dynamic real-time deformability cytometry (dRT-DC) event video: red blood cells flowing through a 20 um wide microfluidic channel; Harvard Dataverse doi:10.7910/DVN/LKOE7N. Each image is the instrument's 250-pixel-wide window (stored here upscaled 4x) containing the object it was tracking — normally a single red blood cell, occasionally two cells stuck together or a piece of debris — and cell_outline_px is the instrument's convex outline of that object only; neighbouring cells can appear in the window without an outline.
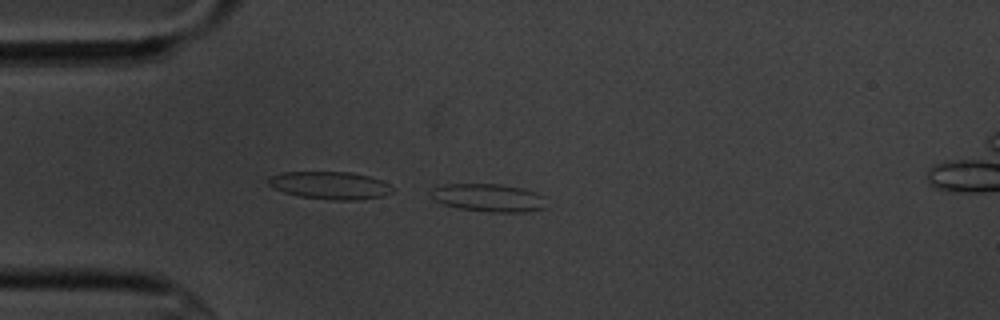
{"species": "common noctule bat (a hibernating species)", "species_latin": "Nyctalus noctula", "temperature_condition": "cold", "stored_images_in_passage": 8, "camera_frame_rate_fps": 3000, "um_per_image_px": 0.085, "animal": {"sex": "male", "body_mass_g": 20.1, "forearm_length_mm": 53.5}, "frame": {"image": 1, "passage_image": 4, "time_ms": 3.333, "image_size_px": [1000, 320], "cell_outline_px": [[544, 208], [524, 212], [492, 212], [460, 208], [444, 204], [428, 196], [432, 188], [444, 184], [500, 184], [524, 188], [536, 192], [544, 196]], "centroid_in_image_um": [41.51, 16.79], "position_along_channel_um": 43.5, "area_um2": 18.79}}
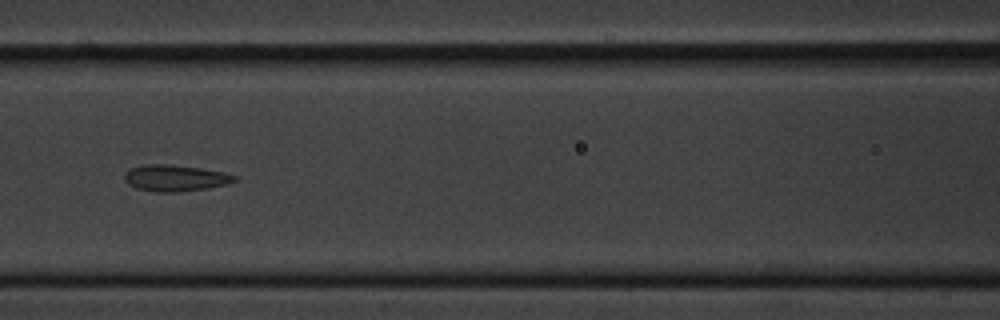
{"frame": {"image": 2, "passage_image": 7, "time_ms": 7.0, "image_size_px": [1000, 320], "cell_outline_px": [[236, 180], [228, 184], [208, 188], [180, 192], [156, 192], [136, 188], [128, 184], [124, 180], [124, 172], [128, 168], [144, 164], [168, 164], [200, 168], [224, 172], [236, 176]], "centroid_in_image_um": [14.85, 15.13], "position_along_channel_um": 151.8, "area_um2": 17.11}}
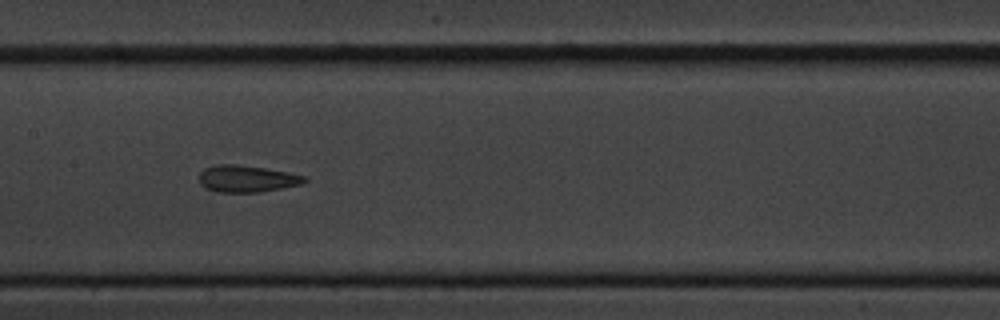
{"frame": {"image": 3, "passage_image": 8, "time_ms": 8.0, "image_size_px": [1000, 320], "cell_outline_px": [[308, 180], [300, 184], [260, 192], [220, 192], [204, 188], [200, 184], [200, 172], [204, 168], [216, 164], [236, 164], [264, 168], [288, 172], [308, 176]], "centroid_in_image_um": [20.97, 15.18], "position_along_channel_um": 186.4, "area_um2": 16.47}}